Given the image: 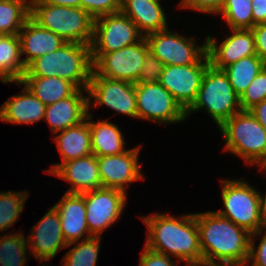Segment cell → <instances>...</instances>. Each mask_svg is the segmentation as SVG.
<instances>
[{
    "mask_svg": "<svg viewBox=\"0 0 266 266\" xmlns=\"http://www.w3.org/2000/svg\"><path fill=\"white\" fill-rule=\"evenodd\" d=\"M147 226L145 247L187 264L203 259L195 214L139 216Z\"/></svg>",
    "mask_w": 266,
    "mask_h": 266,
    "instance_id": "cell-1",
    "label": "cell"
},
{
    "mask_svg": "<svg viewBox=\"0 0 266 266\" xmlns=\"http://www.w3.org/2000/svg\"><path fill=\"white\" fill-rule=\"evenodd\" d=\"M195 218L203 259L247 265L251 233L215 211L195 213Z\"/></svg>",
    "mask_w": 266,
    "mask_h": 266,
    "instance_id": "cell-2",
    "label": "cell"
},
{
    "mask_svg": "<svg viewBox=\"0 0 266 266\" xmlns=\"http://www.w3.org/2000/svg\"><path fill=\"white\" fill-rule=\"evenodd\" d=\"M92 70L90 45L66 42L56 51L32 61L23 76H56L87 90Z\"/></svg>",
    "mask_w": 266,
    "mask_h": 266,
    "instance_id": "cell-3",
    "label": "cell"
},
{
    "mask_svg": "<svg viewBox=\"0 0 266 266\" xmlns=\"http://www.w3.org/2000/svg\"><path fill=\"white\" fill-rule=\"evenodd\" d=\"M219 130L225 141L224 151L241 157L247 165L261 168L266 163V129L249 110L234 114Z\"/></svg>",
    "mask_w": 266,
    "mask_h": 266,
    "instance_id": "cell-4",
    "label": "cell"
},
{
    "mask_svg": "<svg viewBox=\"0 0 266 266\" xmlns=\"http://www.w3.org/2000/svg\"><path fill=\"white\" fill-rule=\"evenodd\" d=\"M30 18L66 42L91 45L94 18L81 7L30 3Z\"/></svg>",
    "mask_w": 266,
    "mask_h": 266,
    "instance_id": "cell-5",
    "label": "cell"
},
{
    "mask_svg": "<svg viewBox=\"0 0 266 266\" xmlns=\"http://www.w3.org/2000/svg\"><path fill=\"white\" fill-rule=\"evenodd\" d=\"M201 109L207 111L218 128L241 111L239 97L233 90L227 74L211 64L202 77L195 101L186 110V118Z\"/></svg>",
    "mask_w": 266,
    "mask_h": 266,
    "instance_id": "cell-6",
    "label": "cell"
},
{
    "mask_svg": "<svg viewBox=\"0 0 266 266\" xmlns=\"http://www.w3.org/2000/svg\"><path fill=\"white\" fill-rule=\"evenodd\" d=\"M221 198L224 209L216 211L220 216L246 229L257 232L265 226L261 206V193L243 180L221 179Z\"/></svg>",
    "mask_w": 266,
    "mask_h": 266,
    "instance_id": "cell-7",
    "label": "cell"
},
{
    "mask_svg": "<svg viewBox=\"0 0 266 266\" xmlns=\"http://www.w3.org/2000/svg\"><path fill=\"white\" fill-rule=\"evenodd\" d=\"M143 37L134 22L121 11L99 16L94 19L91 56H103L134 45Z\"/></svg>",
    "mask_w": 266,
    "mask_h": 266,
    "instance_id": "cell-8",
    "label": "cell"
},
{
    "mask_svg": "<svg viewBox=\"0 0 266 266\" xmlns=\"http://www.w3.org/2000/svg\"><path fill=\"white\" fill-rule=\"evenodd\" d=\"M137 119L162 124L186 120V111L159 82L135 84Z\"/></svg>",
    "mask_w": 266,
    "mask_h": 266,
    "instance_id": "cell-9",
    "label": "cell"
},
{
    "mask_svg": "<svg viewBox=\"0 0 266 266\" xmlns=\"http://www.w3.org/2000/svg\"><path fill=\"white\" fill-rule=\"evenodd\" d=\"M145 37L134 45L109 52L103 56H91L93 71L101 77L124 80L136 84L149 53Z\"/></svg>",
    "mask_w": 266,
    "mask_h": 266,
    "instance_id": "cell-10",
    "label": "cell"
},
{
    "mask_svg": "<svg viewBox=\"0 0 266 266\" xmlns=\"http://www.w3.org/2000/svg\"><path fill=\"white\" fill-rule=\"evenodd\" d=\"M149 51L164 66L196 64L207 53V38L204 45L196 44L194 37H183L169 29L153 32L145 36Z\"/></svg>",
    "mask_w": 266,
    "mask_h": 266,
    "instance_id": "cell-11",
    "label": "cell"
},
{
    "mask_svg": "<svg viewBox=\"0 0 266 266\" xmlns=\"http://www.w3.org/2000/svg\"><path fill=\"white\" fill-rule=\"evenodd\" d=\"M82 194L89 232L93 237H101L105 229L119 220L128 197L121 190L106 187Z\"/></svg>",
    "mask_w": 266,
    "mask_h": 266,
    "instance_id": "cell-12",
    "label": "cell"
},
{
    "mask_svg": "<svg viewBox=\"0 0 266 266\" xmlns=\"http://www.w3.org/2000/svg\"><path fill=\"white\" fill-rule=\"evenodd\" d=\"M87 93L89 110L93 102L94 107L107 106L118 113L137 118L134 83L101 77L92 70Z\"/></svg>",
    "mask_w": 266,
    "mask_h": 266,
    "instance_id": "cell-13",
    "label": "cell"
},
{
    "mask_svg": "<svg viewBox=\"0 0 266 266\" xmlns=\"http://www.w3.org/2000/svg\"><path fill=\"white\" fill-rule=\"evenodd\" d=\"M209 65L207 53L196 64L167 65L164 66L158 82L186 111L195 101L202 77Z\"/></svg>",
    "mask_w": 266,
    "mask_h": 266,
    "instance_id": "cell-14",
    "label": "cell"
},
{
    "mask_svg": "<svg viewBox=\"0 0 266 266\" xmlns=\"http://www.w3.org/2000/svg\"><path fill=\"white\" fill-rule=\"evenodd\" d=\"M141 146L128 149L121 154L97 157L102 187L126 193L127 184L145 180L138 162Z\"/></svg>",
    "mask_w": 266,
    "mask_h": 266,
    "instance_id": "cell-15",
    "label": "cell"
},
{
    "mask_svg": "<svg viewBox=\"0 0 266 266\" xmlns=\"http://www.w3.org/2000/svg\"><path fill=\"white\" fill-rule=\"evenodd\" d=\"M32 227L27 238V248L31 251L29 255L37 258L39 262L46 263L53 259L58 251L67 248L59 213L54 206Z\"/></svg>",
    "mask_w": 266,
    "mask_h": 266,
    "instance_id": "cell-16",
    "label": "cell"
},
{
    "mask_svg": "<svg viewBox=\"0 0 266 266\" xmlns=\"http://www.w3.org/2000/svg\"><path fill=\"white\" fill-rule=\"evenodd\" d=\"M206 38L210 64L216 69L223 70L242 58L257 55L251 29H231V35L227 36L220 45L213 36L207 35Z\"/></svg>",
    "mask_w": 266,
    "mask_h": 266,
    "instance_id": "cell-17",
    "label": "cell"
},
{
    "mask_svg": "<svg viewBox=\"0 0 266 266\" xmlns=\"http://www.w3.org/2000/svg\"><path fill=\"white\" fill-rule=\"evenodd\" d=\"M44 172L58 176L70 183L67 193H78L93 191L102 187L97 156L94 154L58 163Z\"/></svg>",
    "mask_w": 266,
    "mask_h": 266,
    "instance_id": "cell-18",
    "label": "cell"
},
{
    "mask_svg": "<svg viewBox=\"0 0 266 266\" xmlns=\"http://www.w3.org/2000/svg\"><path fill=\"white\" fill-rule=\"evenodd\" d=\"M77 89L71 96L46 106L44 119L54 134L85 121L89 114L88 95Z\"/></svg>",
    "mask_w": 266,
    "mask_h": 266,
    "instance_id": "cell-19",
    "label": "cell"
},
{
    "mask_svg": "<svg viewBox=\"0 0 266 266\" xmlns=\"http://www.w3.org/2000/svg\"><path fill=\"white\" fill-rule=\"evenodd\" d=\"M54 207L59 213L62 233L67 244L93 237L86 221L83 194L65 192ZM85 234L88 235L84 236Z\"/></svg>",
    "mask_w": 266,
    "mask_h": 266,
    "instance_id": "cell-20",
    "label": "cell"
},
{
    "mask_svg": "<svg viewBox=\"0 0 266 266\" xmlns=\"http://www.w3.org/2000/svg\"><path fill=\"white\" fill-rule=\"evenodd\" d=\"M19 39L21 55L27 56L22 59L25 67L35 59L56 51L66 43L52 31L39 26L30 17L19 31Z\"/></svg>",
    "mask_w": 266,
    "mask_h": 266,
    "instance_id": "cell-21",
    "label": "cell"
},
{
    "mask_svg": "<svg viewBox=\"0 0 266 266\" xmlns=\"http://www.w3.org/2000/svg\"><path fill=\"white\" fill-rule=\"evenodd\" d=\"M20 93L9 97L1 105L0 119L6 123L27 125L44 119L46 105L34 96L25 85Z\"/></svg>",
    "mask_w": 266,
    "mask_h": 266,
    "instance_id": "cell-22",
    "label": "cell"
},
{
    "mask_svg": "<svg viewBox=\"0 0 266 266\" xmlns=\"http://www.w3.org/2000/svg\"><path fill=\"white\" fill-rule=\"evenodd\" d=\"M121 12L134 22L144 37L168 29L167 18L160 2L121 0Z\"/></svg>",
    "mask_w": 266,
    "mask_h": 266,
    "instance_id": "cell-23",
    "label": "cell"
},
{
    "mask_svg": "<svg viewBox=\"0 0 266 266\" xmlns=\"http://www.w3.org/2000/svg\"><path fill=\"white\" fill-rule=\"evenodd\" d=\"M86 120L89 122L92 153L95 156H111L127 151L123 134L118 125L107 120L94 122L90 111Z\"/></svg>",
    "mask_w": 266,
    "mask_h": 266,
    "instance_id": "cell-24",
    "label": "cell"
},
{
    "mask_svg": "<svg viewBox=\"0 0 266 266\" xmlns=\"http://www.w3.org/2000/svg\"><path fill=\"white\" fill-rule=\"evenodd\" d=\"M54 135L62 163L93 154L88 120Z\"/></svg>",
    "mask_w": 266,
    "mask_h": 266,
    "instance_id": "cell-25",
    "label": "cell"
},
{
    "mask_svg": "<svg viewBox=\"0 0 266 266\" xmlns=\"http://www.w3.org/2000/svg\"><path fill=\"white\" fill-rule=\"evenodd\" d=\"M15 84L25 85L46 106L71 96L78 89L70 81L56 76H22Z\"/></svg>",
    "mask_w": 266,
    "mask_h": 266,
    "instance_id": "cell-26",
    "label": "cell"
},
{
    "mask_svg": "<svg viewBox=\"0 0 266 266\" xmlns=\"http://www.w3.org/2000/svg\"><path fill=\"white\" fill-rule=\"evenodd\" d=\"M20 48L19 34L0 35V81H20L26 71Z\"/></svg>",
    "mask_w": 266,
    "mask_h": 266,
    "instance_id": "cell-27",
    "label": "cell"
},
{
    "mask_svg": "<svg viewBox=\"0 0 266 266\" xmlns=\"http://www.w3.org/2000/svg\"><path fill=\"white\" fill-rule=\"evenodd\" d=\"M266 66L258 55H251L225 67L230 84L240 98L256 75Z\"/></svg>",
    "mask_w": 266,
    "mask_h": 266,
    "instance_id": "cell-28",
    "label": "cell"
},
{
    "mask_svg": "<svg viewBox=\"0 0 266 266\" xmlns=\"http://www.w3.org/2000/svg\"><path fill=\"white\" fill-rule=\"evenodd\" d=\"M30 17V0H0V35L19 34Z\"/></svg>",
    "mask_w": 266,
    "mask_h": 266,
    "instance_id": "cell-29",
    "label": "cell"
},
{
    "mask_svg": "<svg viewBox=\"0 0 266 266\" xmlns=\"http://www.w3.org/2000/svg\"><path fill=\"white\" fill-rule=\"evenodd\" d=\"M100 241L101 237H91L68 244L67 247L76 245L65 253L62 266H96Z\"/></svg>",
    "mask_w": 266,
    "mask_h": 266,
    "instance_id": "cell-30",
    "label": "cell"
},
{
    "mask_svg": "<svg viewBox=\"0 0 266 266\" xmlns=\"http://www.w3.org/2000/svg\"><path fill=\"white\" fill-rule=\"evenodd\" d=\"M7 234L0 237V266H25L27 238L19 231Z\"/></svg>",
    "mask_w": 266,
    "mask_h": 266,
    "instance_id": "cell-31",
    "label": "cell"
},
{
    "mask_svg": "<svg viewBox=\"0 0 266 266\" xmlns=\"http://www.w3.org/2000/svg\"><path fill=\"white\" fill-rule=\"evenodd\" d=\"M28 195L25 190L0 192V232L8 230L18 221Z\"/></svg>",
    "mask_w": 266,
    "mask_h": 266,
    "instance_id": "cell-32",
    "label": "cell"
},
{
    "mask_svg": "<svg viewBox=\"0 0 266 266\" xmlns=\"http://www.w3.org/2000/svg\"><path fill=\"white\" fill-rule=\"evenodd\" d=\"M230 29H251L253 27L252 0H226L221 11Z\"/></svg>",
    "mask_w": 266,
    "mask_h": 266,
    "instance_id": "cell-33",
    "label": "cell"
},
{
    "mask_svg": "<svg viewBox=\"0 0 266 266\" xmlns=\"http://www.w3.org/2000/svg\"><path fill=\"white\" fill-rule=\"evenodd\" d=\"M266 99V66L256 75L239 98L241 110H249Z\"/></svg>",
    "mask_w": 266,
    "mask_h": 266,
    "instance_id": "cell-34",
    "label": "cell"
},
{
    "mask_svg": "<svg viewBox=\"0 0 266 266\" xmlns=\"http://www.w3.org/2000/svg\"><path fill=\"white\" fill-rule=\"evenodd\" d=\"M81 8L94 19L121 11V0H81Z\"/></svg>",
    "mask_w": 266,
    "mask_h": 266,
    "instance_id": "cell-35",
    "label": "cell"
},
{
    "mask_svg": "<svg viewBox=\"0 0 266 266\" xmlns=\"http://www.w3.org/2000/svg\"><path fill=\"white\" fill-rule=\"evenodd\" d=\"M258 235L262 237H260L261 240L259 245L255 248V237ZM250 262H252L251 266H266V225L261 227L257 232L251 234L249 259L247 263L249 264Z\"/></svg>",
    "mask_w": 266,
    "mask_h": 266,
    "instance_id": "cell-36",
    "label": "cell"
},
{
    "mask_svg": "<svg viewBox=\"0 0 266 266\" xmlns=\"http://www.w3.org/2000/svg\"><path fill=\"white\" fill-rule=\"evenodd\" d=\"M163 63L149 52L143 62L142 70L137 83L158 82L163 72Z\"/></svg>",
    "mask_w": 266,
    "mask_h": 266,
    "instance_id": "cell-37",
    "label": "cell"
},
{
    "mask_svg": "<svg viewBox=\"0 0 266 266\" xmlns=\"http://www.w3.org/2000/svg\"><path fill=\"white\" fill-rule=\"evenodd\" d=\"M226 0H181L178 7L200 11L207 14H218Z\"/></svg>",
    "mask_w": 266,
    "mask_h": 266,
    "instance_id": "cell-38",
    "label": "cell"
},
{
    "mask_svg": "<svg viewBox=\"0 0 266 266\" xmlns=\"http://www.w3.org/2000/svg\"><path fill=\"white\" fill-rule=\"evenodd\" d=\"M175 261L171 259V256L155 252L144 246L138 266H176L178 262H181L179 260Z\"/></svg>",
    "mask_w": 266,
    "mask_h": 266,
    "instance_id": "cell-39",
    "label": "cell"
},
{
    "mask_svg": "<svg viewBox=\"0 0 266 266\" xmlns=\"http://www.w3.org/2000/svg\"><path fill=\"white\" fill-rule=\"evenodd\" d=\"M255 38L257 55L266 64V23L256 24L251 28Z\"/></svg>",
    "mask_w": 266,
    "mask_h": 266,
    "instance_id": "cell-40",
    "label": "cell"
},
{
    "mask_svg": "<svg viewBox=\"0 0 266 266\" xmlns=\"http://www.w3.org/2000/svg\"><path fill=\"white\" fill-rule=\"evenodd\" d=\"M253 26L266 23V0H252Z\"/></svg>",
    "mask_w": 266,
    "mask_h": 266,
    "instance_id": "cell-41",
    "label": "cell"
},
{
    "mask_svg": "<svg viewBox=\"0 0 266 266\" xmlns=\"http://www.w3.org/2000/svg\"><path fill=\"white\" fill-rule=\"evenodd\" d=\"M249 112L266 129V99L254 105L251 109H249Z\"/></svg>",
    "mask_w": 266,
    "mask_h": 266,
    "instance_id": "cell-42",
    "label": "cell"
},
{
    "mask_svg": "<svg viewBox=\"0 0 266 266\" xmlns=\"http://www.w3.org/2000/svg\"><path fill=\"white\" fill-rule=\"evenodd\" d=\"M30 3H47L67 7H81V0H30Z\"/></svg>",
    "mask_w": 266,
    "mask_h": 266,
    "instance_id": "cell-43",
    "label": "cell"
},
{
    "mask_svg": "<svg viewBox=\"0 0 266 266\" xmlns=\"http://www.w3.org/2000/svg\"><path fill=\"white\" fill-rule=\"evenodd\" d=\"M185 266H240L229 262L210 261L206 259H200L197 262L187 264Z\"/></svg>",
    "mask_w": 266,
    "mask_h": 266,
    "instance_id": "cell-44",
    "label": "cell"
},
{
    "mask_svg": "<svg viewBox=\"0 0 266 266\" xmlns=\"http://www.w3.org/2000/svg\"><path fill=\"white\" fill-rule=\"evenodd\" d=\"M261 206H262V213H263V217H264V222L266 224V192L265 195H261Z\"/></svg>",
    "mask_w": 266,
    "mask_h": 266,
    "instance_id": "cell-45",
    "label": "cell"
},
{
    "mask_svg": "<svg viewBox=\"0 0 266 266\" xmlns=\"http://www.w3.org/2000/svg\"><path fill=\"white\" fill-rule=\"evenodd\" d=\"M260 170H264L266 172V163L261 167L259 168ZM266 174V173H265Z\"/></svg>",
    "mask_w": 266,
    "mask_h": 266,
    "instance_id": "cell-46",
    "label": "cell"
},
{
    "mask_svg": "<svg viewBox=\"0 0 266 266\" xmlns=\"http://www.w3.org/2000/svg\"><path fill=\"white\" fill-rule=\"evenodd\" d=\"M149 2H160V0H147Z\"/></svg>",
    "mask_w": 266,
    "mask_h": 266,
    "instance_id": "cell-47",
    "label": "cell"
}]
</instances>
